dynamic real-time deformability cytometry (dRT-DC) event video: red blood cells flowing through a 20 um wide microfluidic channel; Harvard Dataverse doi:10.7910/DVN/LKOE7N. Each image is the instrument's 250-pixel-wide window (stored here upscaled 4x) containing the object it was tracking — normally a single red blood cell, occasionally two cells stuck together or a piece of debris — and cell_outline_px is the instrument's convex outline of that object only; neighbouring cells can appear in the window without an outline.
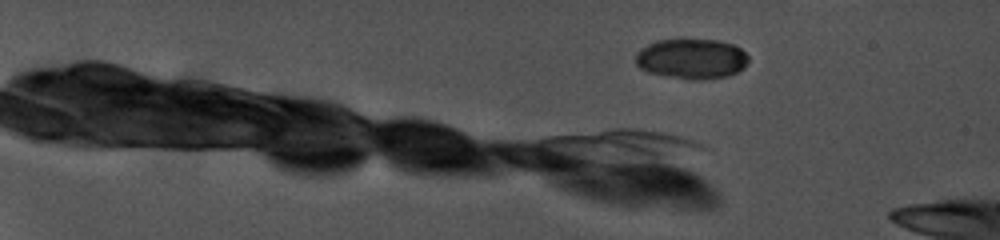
{"species": "common noctule bat (a hibernating species)", "species_latin": "Nyctalus noctula", "temperature_condition": "cold", "stored_images_in_passage": 34, "camera_frame_rate_fps": 5000, "um_per_image_px": 0.085, "animal": {"sex": "female", "body_mass_g": 19.0, "forearm_length_mm": 56.7}, "frame": {"image": 1, "passage_image": 1, "time_ms": 0.0, "image_size_px": [1000, 240], "cell_outline_px": [[748, 64], [744, 68], [728, 76], [704, 80], [692, 80], [648, 72], [640, 68], [636, 64], [636, 52], [640, 48], [656, 40], [676, 36], [684, 36], [720, 40], [732, 44], [740, 48], [748, 56]], "centroid_in_image_um": [58.78, 4.93], "position_along_channel_um": 26.2, "area_um2": 27.51}}
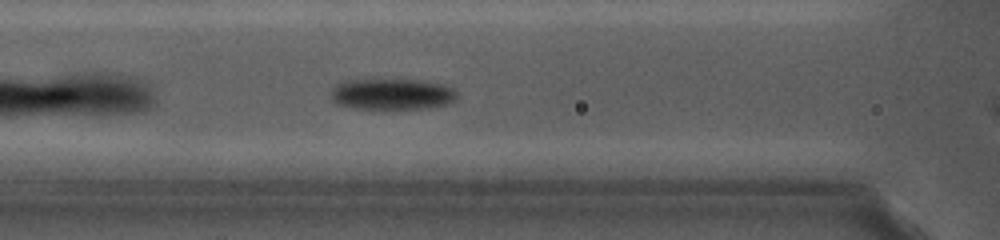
{"frame": {"image": 2, "passage_image": 10, "time_ms": 5.2, "image_size_px": [1000, 240], "cell_outline_px": [[456, 100], [452, 104], [428, 108], [352, 108], [336, 104], [332, 100], [332, 88], [336, 84], [344, 80], [372, 76], [420, 80], [444, 84], [452, 88], [456, 92]], "centroid_in_image_um": [33.29, 7.94], "position_along_channel_um": 133.3, "area_um2": 23.99}}